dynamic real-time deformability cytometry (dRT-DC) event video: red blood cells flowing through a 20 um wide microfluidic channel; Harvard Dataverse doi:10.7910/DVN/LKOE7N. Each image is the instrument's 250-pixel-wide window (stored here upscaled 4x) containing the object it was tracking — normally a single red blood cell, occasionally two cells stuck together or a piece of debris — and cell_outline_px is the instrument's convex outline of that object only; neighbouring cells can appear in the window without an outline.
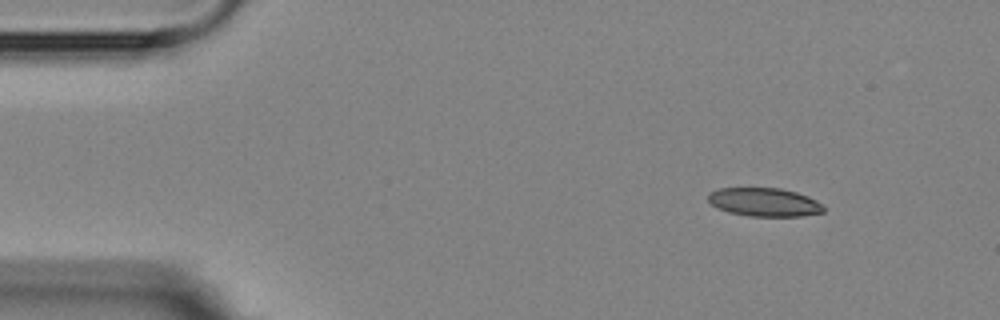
{"species": "Egyptian fruit bat (a non-hibernating species)", "species_latin": "Rousettus aegyptiacus", "temperature_condition": "room temperature", "stored_images_in_passage": 9, "camera_frame_rate_fps": 3000, "um_per_image_px": 0.085, "animal": {"sex": "female"}, "frame": {"image": 1, "passage_image": 1, "time_ms": 0.0, "image_size_px": [1000, 320], "cell_outline_px": [[824, 212], [800, 216], [748, 216], [728, 212], [716, 208], [708, 200], [708, 196], [712, 192], [720, 188], [780, 188], [796, 192], [808, 196], [816, 200], [824, 208]], "centroid_in_image_um": [64.96, 17.19], "position_along_channel_um": 20.0, "area_um2": 19.07}}
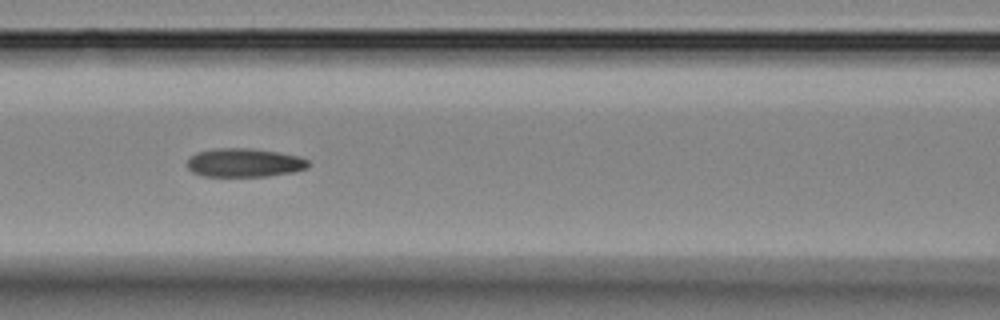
{"frame": {"image": 2, "passage_image": 6, "time_ms": 5.667, "image_size_px": [1000, 320], "cell_outline_px": [[308, 168], [292, 172], [268, 176], [204, 176], [192, 172], [188, 168], [188, 160], [196, 152], [216, 148], [252, 148], [280, 152], [300, 156], [308, 160]], "centroid_in_image_um": [20.79, 13.82], "position_along_channel_um": 145.8, "area_um2": 20.29}}
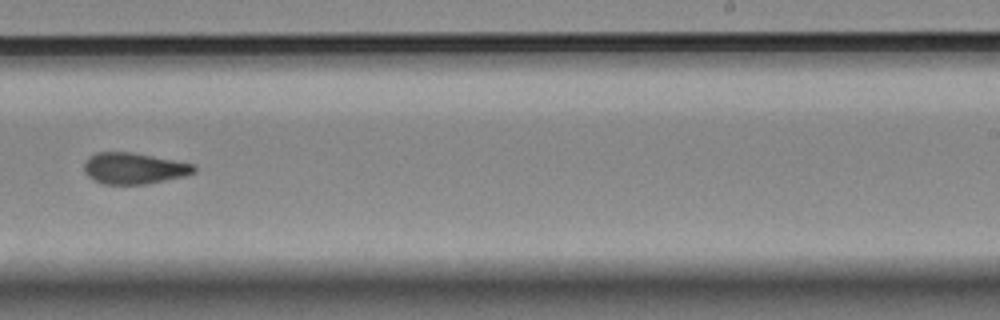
{"frame": {"image": 3, "passage_image": 9, "time_ms": 9.333, "image_size_px": [1000, 320], "cell_outline_px": [[196, 172], [184, 176], [144, 184], [104, 184], [88, 176], [84, 172], [84, 160], [88, 156], [96, 152], [132, 152], [196, 164]], "centroid_in_image_um": [11.38, 14.29], "position_along_channel_um": 277.6, "area_um2": 20.06}}